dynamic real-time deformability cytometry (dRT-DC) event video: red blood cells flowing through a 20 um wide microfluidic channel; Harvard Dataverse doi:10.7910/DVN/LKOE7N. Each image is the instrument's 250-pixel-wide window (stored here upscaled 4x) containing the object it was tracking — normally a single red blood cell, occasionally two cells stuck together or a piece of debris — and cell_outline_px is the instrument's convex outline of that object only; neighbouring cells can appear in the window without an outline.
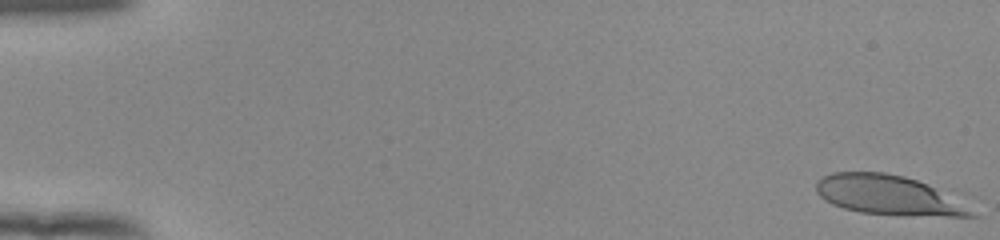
{"species": "human", "species_latin": "Homo sapiens", "temperature_condition": "room temperature", "stored_images_in_passage": 53, "camera_frame_rate_fps": 3000, "um_per_image_px": 0.085, "donor": {"sex": "female"}, "frame": {"image": 1, "passage_image": 1, "time_ms": 0.0, "image_size_px": [1000, 240], "cell_outline_px": [[980, 216], [904, 216], [860, 212], [844, 208], [832, 204], [824, 200], [816, 192], [816, 180], [832, 172], [884, 172], [904, 176], [916, 180], [956, 200]], "centroid_in_image_um": [75.41, 16.6], "position_along_channel_um": 9.6, "area_um2": 35.26}}
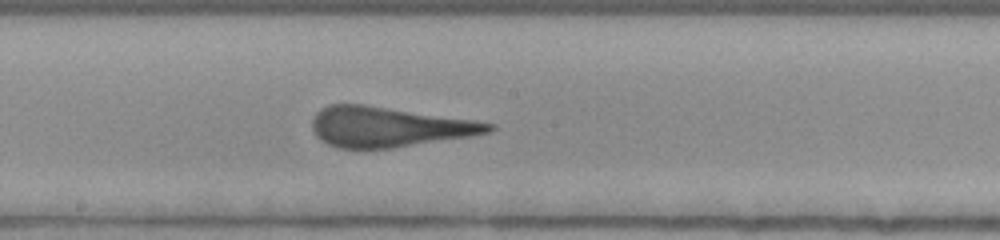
{"frame": {"image": 2, "passage_image": 30, "time_ms": 9.667, "image_size_px": [1000, 240], "cell_outline_px": [[496, 128], [488, 132], [468, 136], [392, 148], [336, 148], [320, 140], [316, 136], [312, 128], [312, 120], [316, 112], [320, 108], [328, 104], [364, 104], [472, 120], [496, 124]], "centroid_in_image_um": [32.96, 10.78], "position_along_channel_um": 215.2, "area_um2": 40.92}}
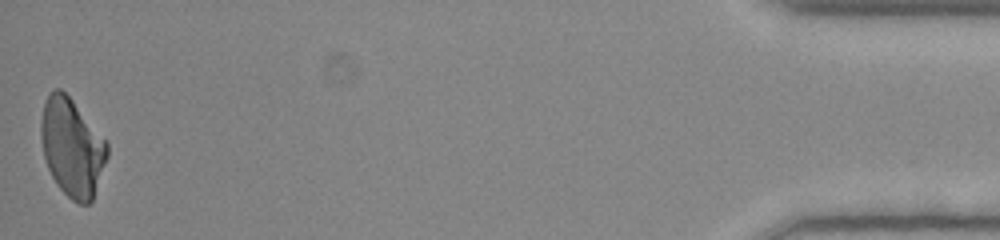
{"frame": {"image": 3, "passage_image": 53, "time_ms": 17.333, "image_size_px": [1000, 240], "cell_outline_px": [[108, 156], [92, 200], [88, 204], [80, 204], [72, 200], [56, 184], [48, 168], [44, 156], [40, 136], [40, 124], [44, 100], [48, 92], [52, 88], [60, 88], [72, 100], [108, 144]], "centroid_in_image_um": [6.09, 12.52], "position_along_channel_um": 429.1, "area_um2": 37.57}, "authors_computed_cell_mechanics": {"area_um2": 40.749, "velocity_mm_per_s": 3.9109, "shape_relaxation_time_tau1_ms": 6.6918, "shape_relaxation_time_tau2_ms": null, "deformation_change_tau1": 0.2216, "deformation_change_tau2": null}}